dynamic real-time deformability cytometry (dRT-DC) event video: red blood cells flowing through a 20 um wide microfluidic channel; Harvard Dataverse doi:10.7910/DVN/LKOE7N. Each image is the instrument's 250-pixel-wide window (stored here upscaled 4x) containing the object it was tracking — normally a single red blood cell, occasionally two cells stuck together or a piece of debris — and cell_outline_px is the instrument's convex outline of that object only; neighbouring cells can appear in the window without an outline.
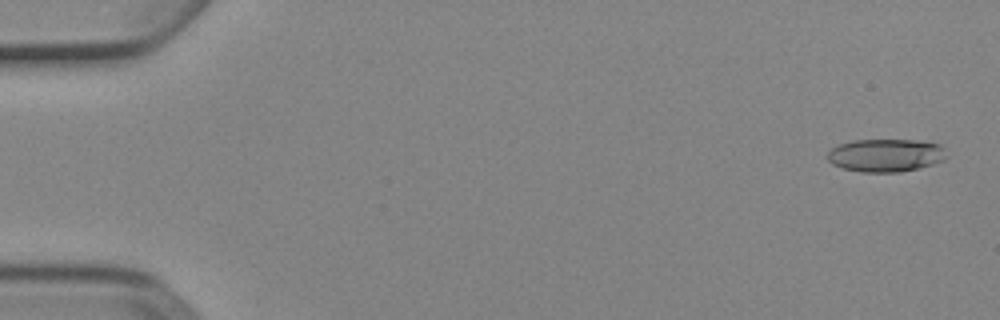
{"species": "Egyptian fruit bat (a non-hibernating species)", "species_latin": "Rousettus aegyptiacus", "temperature_condition": "cold", "stored_images_in_passage": 4, "camera_frame_rate_fps": 3000, "um_per_image_px": 0.085, "animal": {"sex": "female"}, "frame": {"image": 1, "passage_image": 1, "time_ms": 0.0, "image_size_px": [1000, 320], "cell_outline_px": [[948, 156], [944, 160], [920, 168], [900, 172], [860, 172], [844, 168], [832, 164], [828, 160], [828, 152], [832, 148], [840, 144], [852, 140], [920, 140], [940, 144], [944, 148]], "centroid_in_image_um": [75.32, 13.2], "position_along_channel_um": 9.7, "area_um2": 23.0}}